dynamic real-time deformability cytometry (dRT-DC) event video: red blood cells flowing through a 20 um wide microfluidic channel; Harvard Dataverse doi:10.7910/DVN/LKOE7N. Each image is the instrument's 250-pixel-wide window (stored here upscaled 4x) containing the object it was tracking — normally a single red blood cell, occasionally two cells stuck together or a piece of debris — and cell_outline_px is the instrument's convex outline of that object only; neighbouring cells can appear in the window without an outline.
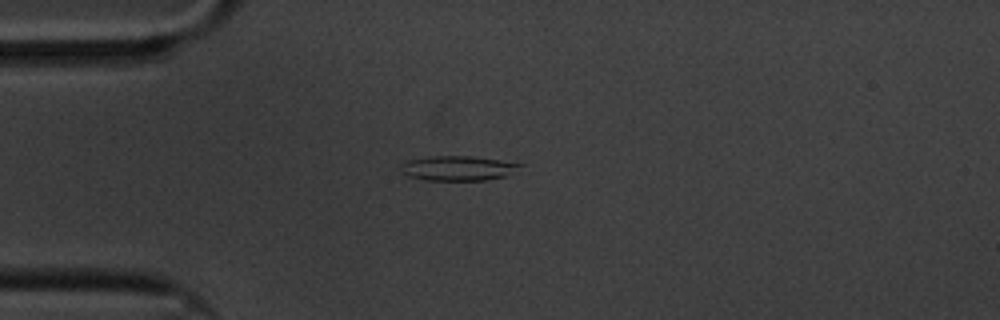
{"species": "common noctule bat (a hibernating species)", "species_latin": "Nyctalus noctula", "temperature_condition": "cold", "stored_images_in_passage": 49, "camera_frame_rate_fps": 3000, "um_per_image_px": 0.085, "animal": {"sex": "male", "body_mass_g": 20.1, "forearm_length_mm": 53.5}, "frame": {"image": 1, "passage_image": 4, "time_ms": 1.0, "image_size_px": [1000, 320], "cell_outline_px": [[524, 164], [504, 176], [484, 180], [428, 180], [408, 176], [404, 172], [400, 164], [408, 160], [428, 156], [472, 156]], "centroid_in_image_um": [38.88, 14.29], "position_along_channel_um": 46.1, "area_um2": 16.82}}
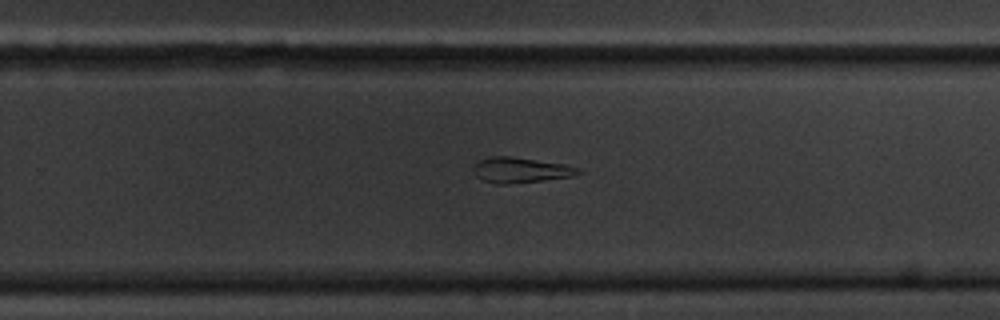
{"frame": {"image": 2, "passage_image": 27, "time_ms": 8.667, "image_size_px": [1000, 320], "cell_outline_px": [[584, 172], [572, 176], [508, 184], [496, 184], [484, 180], [476, 176], [472, 168], [480, 160], [492, 156], [512, 156], [564, 164], [580, 168]], "centroid_in_image_um": [44.26, 14.45], "position_along_channel_um": 285.5, "area_um2": 15.37}}
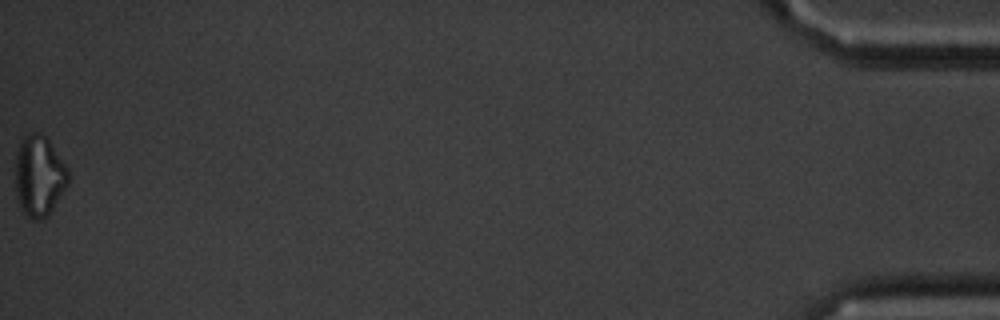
{"frame": {"image": 3, "passage_image": 49, "time_ms": 16.0, "image_size_px": [1000, 320], "cell_outline_px": [[68, 184], [48, 216], [40, 220], [32, 220], [24, 216], [20, 208], [16, 192], [16, 152], [24, 136], [28, 132], [40, 132], [48, 140], [68, 168]], "centroid_in_image_um": [3.31, 14.99], "position_along_channel_um": 431.9, "area_um2": 24.97}, "authors_computed_cell_mechanics": {"area_um2": 16.5308, "velocity_mm_per_s": 3.3259, "shape_relaxation_time_tau1_ms": null, "shape_relaxation_time_tau2_ms": 8.5671, "deformation_change_tau1": null, "deformation_change_tau2": 0.2061}}